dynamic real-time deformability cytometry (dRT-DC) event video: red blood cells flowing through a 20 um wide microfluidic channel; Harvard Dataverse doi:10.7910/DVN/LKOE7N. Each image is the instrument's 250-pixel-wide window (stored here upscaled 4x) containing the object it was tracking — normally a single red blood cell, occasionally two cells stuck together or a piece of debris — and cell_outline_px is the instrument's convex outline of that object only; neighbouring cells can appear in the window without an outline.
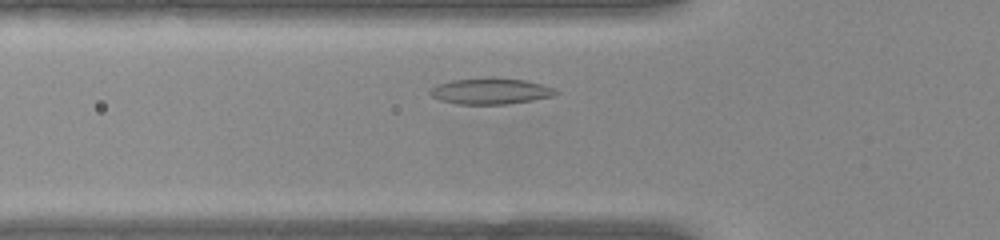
{"species": "common noctule bat (a hibernating species)", "species_latin": "Nyctalus noctula", "temperature_condition": "warm", "stored_images_in_passage": 32, "camera_frame_rate_fps": 3000, "um_per_image_px": 0.085, "animal": {"sex": "female", "body_mass_g": 22.0, "forearm_length_mm": 56.7}, "frame": {"image": 1, "passage_image": 5, "time_ms": 1.333, "image_size_px": [1000, 240], "cell_outline_px": [[560, 92], [556, 96], [508, 104], [456, 104], [440, 100], [432, 96], [428, 92], [432, 88], [440, 84], [452, 80], [488, 76], [524, 80], [544, 84]], "centroid_in_image_um": [41.73, 7.74], "position_along_channel_um": 84.1, "area_um2": 19.36}}
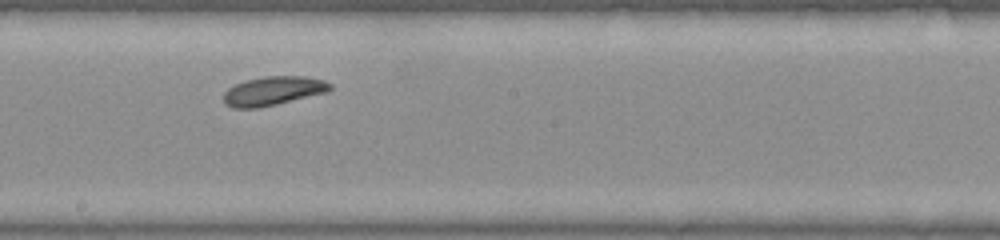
{"frame": {"image": 2, "passage_image": 16, "time_ms": 5.0, "image_size_px": [1000, 240], "cell_outline_px": [[332, 88], [328, 92], [260, 108], [232, 108], [224, 104], [224, 92], [228, 88], [244, 80], [264, 76], [304, 76], [324, 80], [332, 84]], "centroid_in_image_um": [23.22, 7.73], "position_along_channel_um": 225.0, "area_um2": 18.15}}
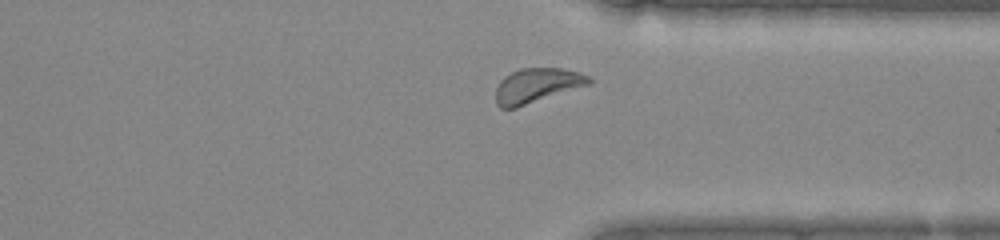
{"frame": {"image": 3, "passage_image": 27, "time_ms": 8.667, "image_size_px": [1000, 240], "cell_outline_px": [[592, 84], [516, 108], [500, 108], [496, 104], [496, 88], [500, 80], [504, 76], [520, 68], [560, 68], [580, 72], [588, 76], [592, 80]], "centroid_in_image_um": [45.64, 7.27], "position_along_channel_um": 365.8, "area_um2": 18.96}, "authors_computed_cell_mechanics": {"area_um2": 18.1203, "velocity_mm_per_s": 3.8526, "shape_relaxation_time_tau1_ms": 2.3111, "shape_relaxation_time_tau2_ms": null, "deformation_change_tau1": 0.0572, "deformation_change_tau2": null}}